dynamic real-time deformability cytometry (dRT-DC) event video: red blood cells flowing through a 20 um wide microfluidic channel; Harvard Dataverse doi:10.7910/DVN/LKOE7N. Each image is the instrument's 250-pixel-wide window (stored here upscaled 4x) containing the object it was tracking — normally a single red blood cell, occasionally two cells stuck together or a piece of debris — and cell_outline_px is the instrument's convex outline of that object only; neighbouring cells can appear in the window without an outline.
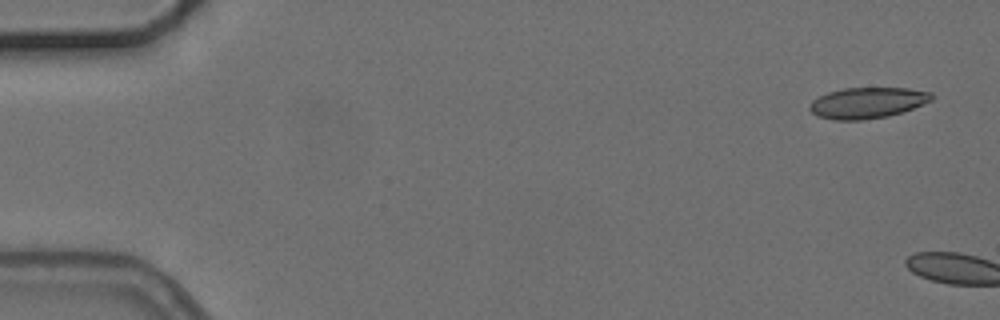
{"species": "common noctule bat (a hibernating species)", "species_latin": "Nyctalus noctula", "temperature_condition": "cold", "stored_images_in_passage": 2, "camera_frame_rate_fps": 3000, "um_per_image_px": 0.085, "animal": {"sex": "female", "body_mass_g": 24.6, "forearm_length_mm": 56.2}, "frame": {"image": 1, "passage_image": 1, "time_ms": 0.0, "image_size_px": [1000, 320], "cell_outline_px": [[936, 96], [932, 100], [912, 108], [888, 116], [860, 120], [836, 120], [816, 116], [808, 108], [812, 100], [828, 92], [844, 88], [908, 88], [932, 92]], "centroid_in_image_um": [73.73, 8.73], "position_along_channel_um": 11.3, "area_um2": 21.96}}